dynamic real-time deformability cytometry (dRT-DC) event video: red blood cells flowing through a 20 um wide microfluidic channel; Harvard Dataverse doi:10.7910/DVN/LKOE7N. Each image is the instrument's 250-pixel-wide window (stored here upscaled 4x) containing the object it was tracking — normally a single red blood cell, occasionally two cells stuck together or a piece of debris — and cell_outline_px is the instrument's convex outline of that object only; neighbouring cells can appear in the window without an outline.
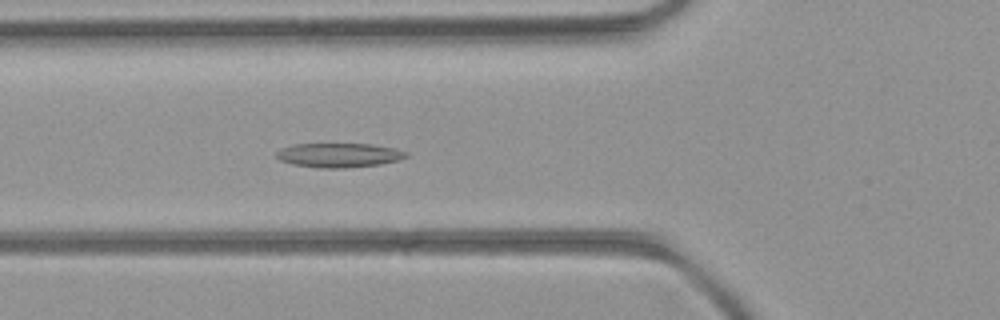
{"species": "common noctule bat (a hibernating species)", "species_latin": "Nyctalus noctula", "temperature_condition": "room temperature", "stored_images_in_passage": 50, "camera_frame_rate_fps": 3000, "um_per_image_px": 0.085, "animal": {"sex": "female", "body_mass_g": 21.9}, "frame": {"image": 1, "passage_image": 18, "time_ms": 5.667, "image_size_px": [1000, 320], "cell_outline_px": [[408, 156], [400, 160], [380, 164], [344, 168], [320, 168], [292, 164], [280, 160], [276, 156], [276, 152], [280, 148], [292, 144], [372, 144], [396, 148], [408, 152]], "centroid_in_image_um": [28.82, 13.18], "position_along_channel_um": 97.0, "area_um2": 18.5}}
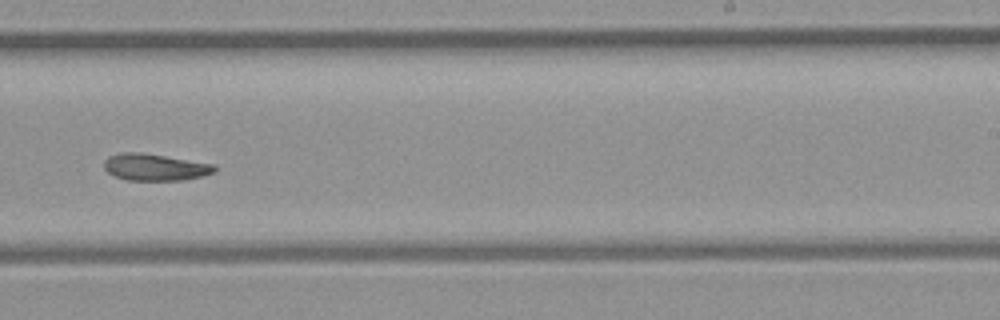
{"frame": {"image": 2, "passage_image": 31, "time_ms": 10.0, "image_size_px": [1000, 320], "cell_outline_px": [[216, 172], [184, 180], [128, 180], [116, 176], [108, 172], [104, 168], [104, 160], [108, 156], [120, 152], [140, 152], [216, 164]], "centroid_in_image_um": [13.18, 14.2], "position_along_channel_um": 275.8, "area_um2": 17.28}}
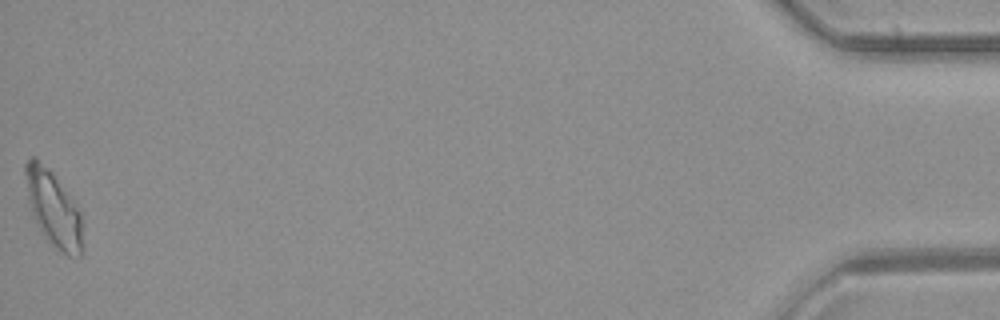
{"frame": {"image": 3, "passage_image": 50, "time_ms": 16.333, "image_size_px": [1000, 320], "cell_outline_px": [[84, 248], [80, 256], [68, 256], [56, 248], [44, 236], [36, 220], [28, 196], [24, 172], [24, 164], [32, 156], [36, 156], [52, 172], [80, 212]], "centroid_in_image_um": [4.56, 17.74], "position_along_channel_um": 430.6, "area_um2": 24.62}, "authors_computed_cell_mechanics": {"area_um2": 18.3515, "velocity_mm_per_s": 4.1232, "shape_relaxation_time_tau1_ms": null, "shape_relaxation_time_tau2_ms": 10.2586, "deformation_change_tau1": null, "deformation_change_tau2": 0.1612}}